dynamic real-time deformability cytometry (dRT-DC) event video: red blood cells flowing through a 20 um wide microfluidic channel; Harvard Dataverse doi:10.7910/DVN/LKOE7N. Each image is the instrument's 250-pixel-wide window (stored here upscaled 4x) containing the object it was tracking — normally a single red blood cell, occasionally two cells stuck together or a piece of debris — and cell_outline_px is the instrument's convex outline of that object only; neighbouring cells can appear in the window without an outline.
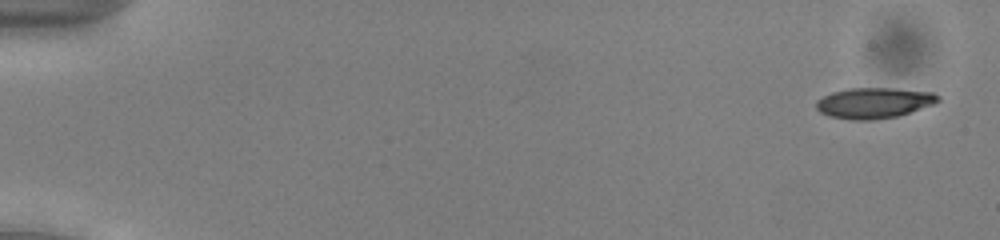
{"species": "common noctule bat (a hibernating species)", "species_latin": "Nyctalus noctula", "temperature_condition": "cold", "stored_images_in_passage": 53, "camera_frame_rate_fps": 3000, "um_per_image_px": 0.085, "animal": {"sex": "male", "body_mass_g": 13.0, "forearm_length_mm": 53.1}, "frame": {"image": 1, "passage_image": 2, "time_ms": 0.333, "image_size_px": [1000, 240], "cell_outline_px": [[940, 100], [936, 104], [900, 116], [872, 120], [852, 120], [828, 116], [820, 112], [816, 108], [816, 100], [832, 92], [848, 88], [892, 88], [932, 92], [940, 96]], "centroid_in_image_um": [74.31, 8.75], "position_along_channel_um": 10.7, "area_um2": 22.08}}
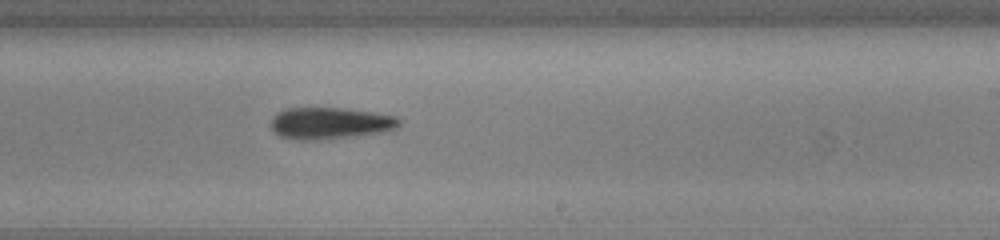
{"frame": {"image": 2, "passage_image": 33, "time_ms": 10.667, "image_size_px": [1000, 240], "cell_outline_px": [[400, 124], [396, 128], [388, 132], [352, 136], [312, 140], [292, 140], [280, 136], [272, 128], [272, 116], [276, 112], [288, 108], [344, 108], [372, 112], [396, 116], [400, 120]], "centroid_in_image_um": [28.07, 10.47], "position_along_channel_um": 260.9, "area_um2": 23.76}}
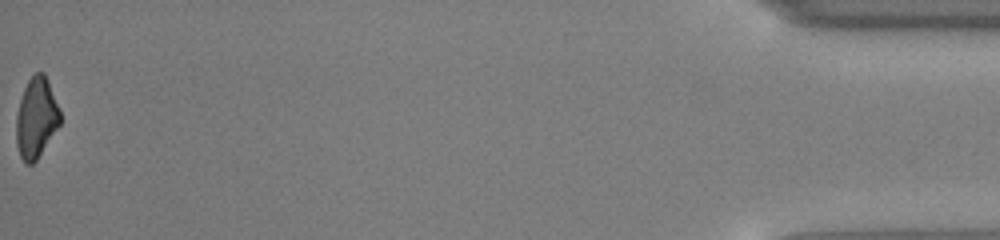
{"frame": {"image": 3, "passage_image": 53, "time_ms": 17.333, "image_size_px": [1000, 240], "cell_outline_px": [[60, 124], [36, 160], [32, 164], [24, 164], [20, 156], [16, 144], [16, 116], [20, 100], [24, 88], [28, 80], [36, 72], [44, 72], [48, 80], [60, 108]], "centroid_in_image_um": [3.08, 10.01], "position_along_channel_um": 432.1, "area_um2": 20.58}, "authors_computed_cell_mechanics": {"area_um2": 22.5998, "velocity_mm_per_s": 3.9532, "shape_relaxation_time_tau1_ms": 5.9865, "shape_relaxation_time_tau2_ms": null, "deformation_change_tau1": 0.1439, "deformation_change_tau2": null}}